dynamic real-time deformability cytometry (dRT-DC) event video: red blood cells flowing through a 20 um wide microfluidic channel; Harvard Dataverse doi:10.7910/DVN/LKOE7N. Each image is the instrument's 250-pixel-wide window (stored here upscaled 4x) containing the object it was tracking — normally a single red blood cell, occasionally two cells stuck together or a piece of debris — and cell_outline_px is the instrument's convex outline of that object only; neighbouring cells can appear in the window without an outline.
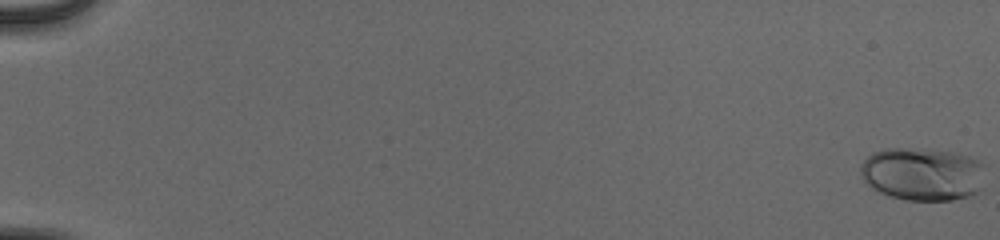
{"species": "human", "species_latin": "Homo sapiens", "temperature_condition": "cold", "stored_images_in_passage": 57, "camera_frame_rate_fps": 3000, "um_per_image_px": 0.085, "donor": {"sex": "male"}, "frame": {"image": 1, "passage_image": 1, "time_ms": 0.0, "image_size_px": [1000, 240], "cell_outline_px": [[984, 164], [980, 192], [968, 196], [952, 200], [904, 200], [888, 196], [872, 188], [864, 180], [860, 172], [860, 164], [872, 152], [888, 148], [900, 148], [952, 152], [968, 156]], "centroid_in_image_um": [78.39, 14.81], "position_along_channel_um": 6.6, "area_um2": 38.49}}
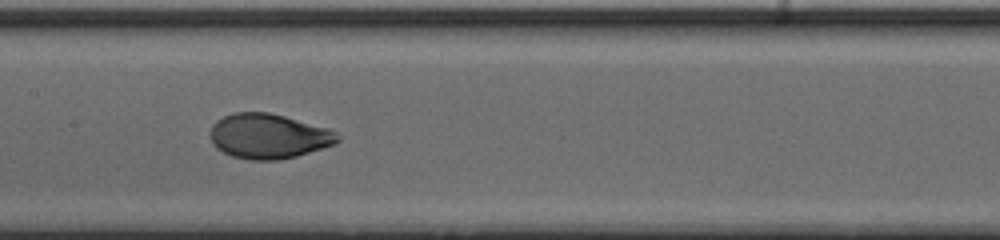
{"frame": {"image": 2, "passage_image": 31, "time_ms": 10.0, "image_size_px": [1000, 240], "cell_outline_px": [[340, 140], [332, 144], [296, 156], [280, 160], [252, 160], [232, 156], [216, 148], [212, 144], [208, 132], [212, 124], [216, 120], [232, 112], [268, 112], [284, 116], [328, 128], [336, 132], [340, 136]], "centroid_in_image_um": [22.77, 11.56], "position_along_channel_um": 184.6, "area_um2": 33.35}}
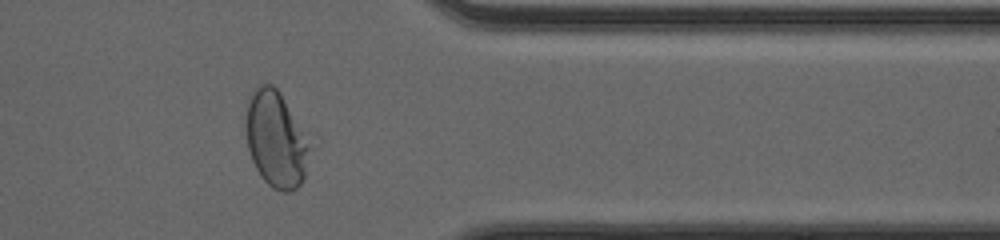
{"frame": {"image": 3, "passage_image": 47, "time_ms": 15.333, "image_size_px": [1000, 240], "cell_outline_px": [[308, 148], [304, 176], [300, 184], [296, 188], [288, 192], [280, 192], [272, 188], [260, 176], [252, 160], [248, 148], [248, 100], [252, 92], [260, 84], [272, 84], [280, 92], [308, 144]], "centroid_in_image_um": [23.42, 11.89], "position_along_channel_um": 388.0, "area_um2": 34.16}}